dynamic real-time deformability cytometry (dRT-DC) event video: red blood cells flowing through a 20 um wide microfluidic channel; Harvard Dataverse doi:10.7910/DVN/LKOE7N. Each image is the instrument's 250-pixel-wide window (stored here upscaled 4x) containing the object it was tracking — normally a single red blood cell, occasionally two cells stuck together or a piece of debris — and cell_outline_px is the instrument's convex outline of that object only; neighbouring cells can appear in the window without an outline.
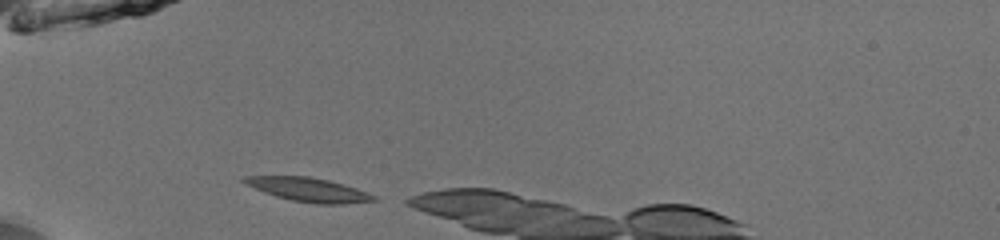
{"species": "common noctule bat (a hibernating species)", "species_latin": "Nyctalus noctula", "temperature_condition": "room temperature", "stored_images_in_passage": 5, "camera_frame_rate_fps": 3000, "um_per_image_px": 0.085, "animal": {"sex": "male", "body_mass_g": 13.0, "forearm_length_mm": 53.1}, "frame": {"image": 1, "passage_image": 1, "time_ms": 0.0, "image_size_px": [1000, 240], "cell_outline_px": [[380, 200], [344, 204], [316, 204], [292, 200], [276, 196], [264, 192], [240, 180], [244, 176], [308, 176], [328, 180], [344, 184], [368, 192], [376, 196]], "centroid_in_image_um": [26.29, 16.12], "position_along_channel_um": 58.7, "area_um2": 17.98}}